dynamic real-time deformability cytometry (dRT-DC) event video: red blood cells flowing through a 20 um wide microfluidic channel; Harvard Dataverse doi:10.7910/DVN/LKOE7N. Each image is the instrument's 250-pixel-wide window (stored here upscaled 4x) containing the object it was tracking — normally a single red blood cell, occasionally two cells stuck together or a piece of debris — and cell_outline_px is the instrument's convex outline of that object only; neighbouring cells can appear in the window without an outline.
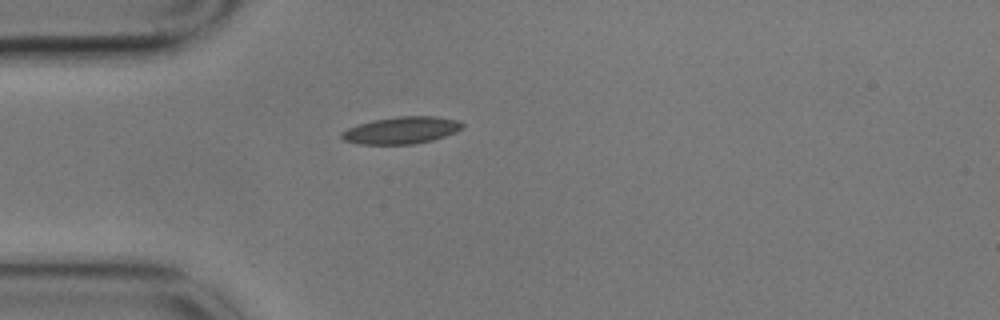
{"species": "common noctule bat (a hibernating species)", "species_latin": "Nyctalus noctula", "temperature_condition": "cold", "stored_images_in_passage": 42, "camera_frame_rate_fps": 3000, "um_per_image_px": 0.085, "animal": {"sex": "male", "body_mass_g": 17.9}, "frame": {"image": 1, "passage_image": 1, "time_ms": 0.0, "image_size_px": [1000, 320], "cell_outline_px": [[464, 124], [456, 132], [432, 140], [412, 144], [360, 144], [344, 140], [340, 136], [340, 132], [348, 128], [372, 120], [396, 116], [436, 116], [460, 120]], "centroid_in_image_um": [34.12, 11.06], "position_along_channel_um": 50.9, "area_um2": 19.02}}
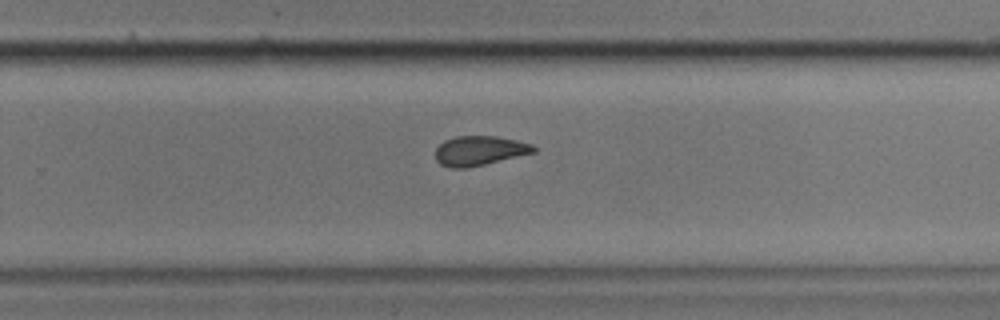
{"frame": {"image": 2, "passage_image": 22, "time_ms": 7.0, "image_size_px": [1000, 320], "cell_outline_px": [[536, 152], [484, 164], [464, 168], [452, 168], [440, 164], [436, 160], [436, 148], [444, 140], [456, 136], [496, 136], [516, 140], [532, 144], [536, 148]], "centroid_in_image_um": [40.75, 12.8], "position_along_channel_um": 289.1, "area_um2": 16.82}}
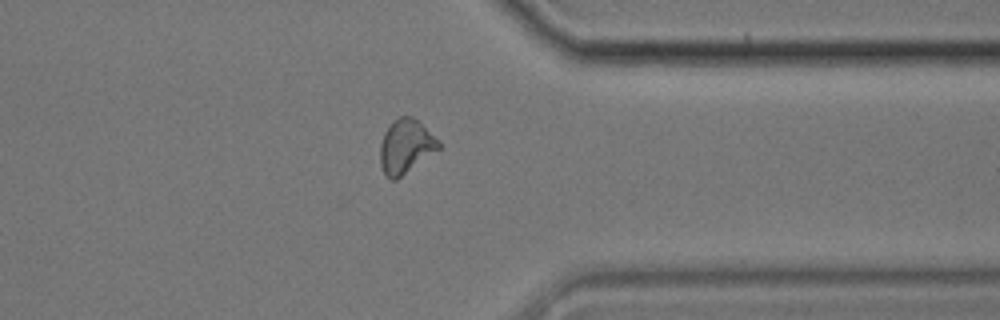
{"frame": {"image": 3, "passage_image": 30, "time_ms": 9.667, "image_size_px": [1000, 320], "cell_outline_px": [[440, 148], [396, 180], [392, 180], [384, 172], [380, 164], [380, 144], [384, 132], [392, 120], [400, 116], [412, 116], [440, 140]], "centroid_in_image_um": [34.48, 12.42], "position_along_channel_um": 376.9, "area_um2": 18.32}, "authors_computed_cell_mechanics": {"area_um2": 17.8891, "velocity_mm_per_s": 3.5221, "shape_relaxation_time_tau1_ms": null, "shape_relaxation_time_tau2_ms": 2.5371, "deformation_change_tau1": null, "deformation_change_tau2": 0.0908}}